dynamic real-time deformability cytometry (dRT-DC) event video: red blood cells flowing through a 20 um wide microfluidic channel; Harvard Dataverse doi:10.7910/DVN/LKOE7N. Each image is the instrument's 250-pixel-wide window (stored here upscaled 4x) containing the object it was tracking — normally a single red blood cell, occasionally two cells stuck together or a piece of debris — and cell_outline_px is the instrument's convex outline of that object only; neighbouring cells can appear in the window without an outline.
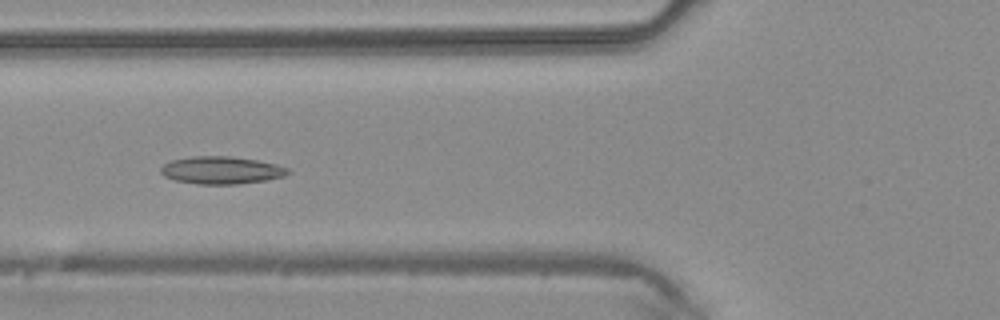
{"species": "common noctule bat (a hibernating species)", "species_latin": "Nyctalus noctula", "temperature_condition": "warm", "stored_images_in_passage": 4, "camera_frame_rate_fps": 3000, "um_per_image_px": 0.085, "animal": {"sex": "male", "body_mass_g": 20.4}, "frame": {"image": 1, "passage_image": 3, "time_ms": 0.667, "image_size_px": [1000, 320], "cell_outline_px": [[292, 172], [284, 176], [264, 180], [236, 184], [196, 184], [172, 180], [164, 176], [160, 172], [160, 168], [164, 164], [172, 160], [192, 156], [228, 156], [256, 160], [276, 164], [288, 168]], "centroid_in_image_um": [18.79, 14.47], "position_along_channel_um": 107.0, "area_um2": 20.4}}
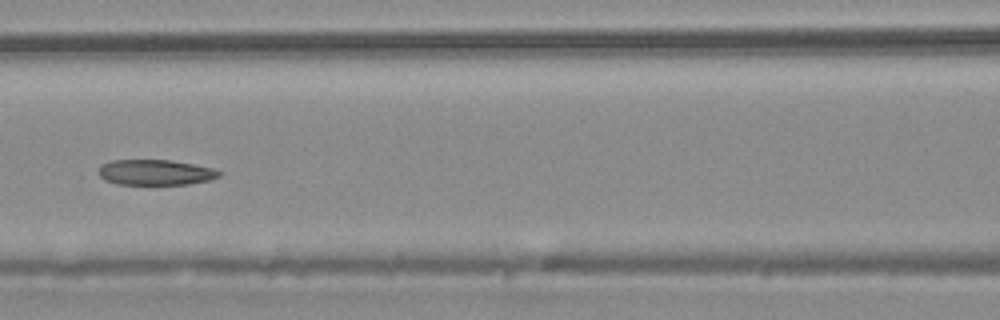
{"frame": {"image": 2, "passage_image": 4, "time_ms": 1.0, "image_size_px": [1000, 320], "cell_outline_px": [[224, 172], [220, 176], [212, 180], [188, 184], [116, 184], [104, 180], [100, 176], [100, 164], [112, 160], [172, 160], [212, 168]], "centroid_in_image_um": [13.24, 14.65], "position_along_channel_um": 153.4, "area_um2": 17.98}}